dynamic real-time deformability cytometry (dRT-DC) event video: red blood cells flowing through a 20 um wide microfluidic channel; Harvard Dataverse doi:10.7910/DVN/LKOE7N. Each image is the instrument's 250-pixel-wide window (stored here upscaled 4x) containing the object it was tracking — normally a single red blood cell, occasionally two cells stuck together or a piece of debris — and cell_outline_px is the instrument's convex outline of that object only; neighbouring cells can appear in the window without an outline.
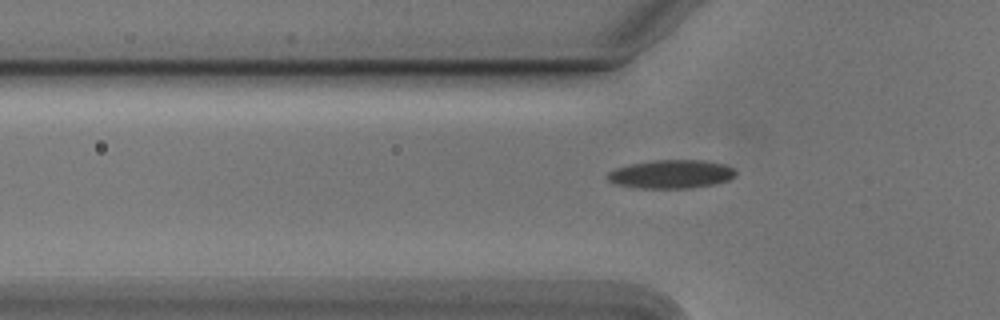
{"species": "Egyptian fruit bat (a non-hibernating species)", "species_latin": "Rousettus aegyptiacus", "temperature_condition": "cold", "stored_images_in_passage": 33, "camera_frame_rate_fps": 3000, "um_per_image_px": 0.085, "animal": {"sex": "male"}, "frame": {"image": 1, "passage_image": 2, "time_ms": 0.333, "image_size_px": [1000, 320], "cell_outline_px": [[736, 172], [728, 180], [716, 184], [692, 188], [636, 188], [616, 184], [608, 180], [604, 176], [608, 172], [616, 168], [628, 164], [652, 160], [700, 160], [724, 164], [732, 168]], "centroid_in_image_um": [56.99, 14.8], "position_along_channel_um": 68.8, "area_um2": 21.39}}
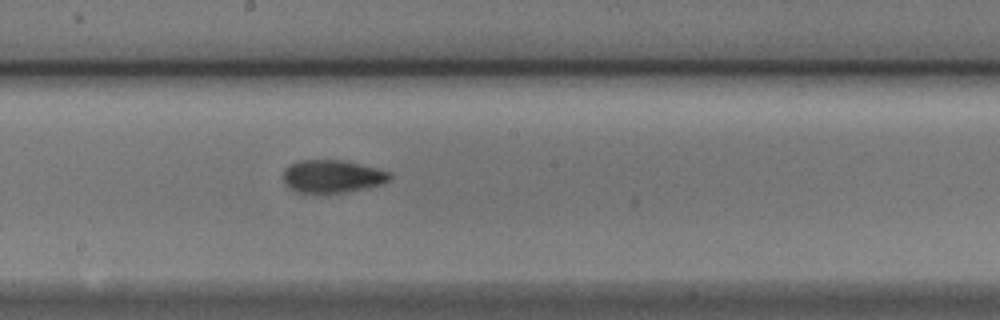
{"frame": {"image": 2, "passage_image": 14, "time_ms": 4.333, "image_size_px": [1000, 320], "cell_outline_px": [[392, 176], [388, 180], [380, 184], [348, 192], [296, 192], [288, 188], [284, 180], [284, 168], [300, 160], [340, 160], [376, 168], [388, 172]], "centroid_in_image_um": [28.2, 14.99], "position_along_channel_um": 220.0, "area_um2": 19.94}}
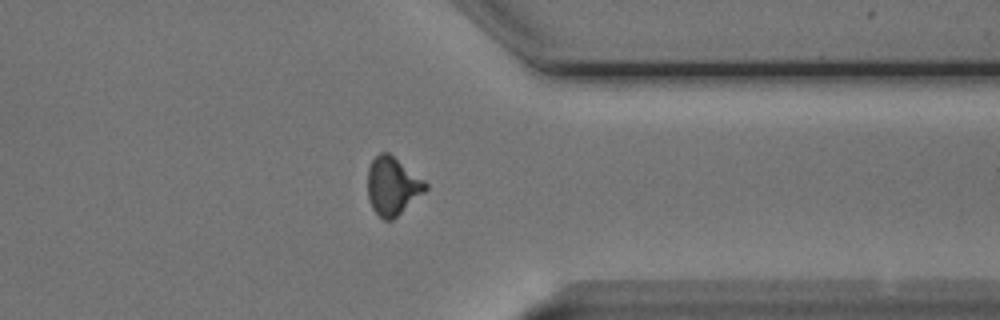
{"frame": {"image": 3, "passage_image": 27, "time_ms": 8.667, "image_size_px": [1000, 320], "cell_outline_px": [[428, 188], [424, 192], [392, 220], [384, 220], [372, 208], [368, 196], [368, 168], [372, 160], [380, 152], [388, 152], [424, 180], [428, 184]], "centroid_in_image_um": [33.35, 15.8], "position_along_channel_um": 378.0, "area_um2": 19.25}}